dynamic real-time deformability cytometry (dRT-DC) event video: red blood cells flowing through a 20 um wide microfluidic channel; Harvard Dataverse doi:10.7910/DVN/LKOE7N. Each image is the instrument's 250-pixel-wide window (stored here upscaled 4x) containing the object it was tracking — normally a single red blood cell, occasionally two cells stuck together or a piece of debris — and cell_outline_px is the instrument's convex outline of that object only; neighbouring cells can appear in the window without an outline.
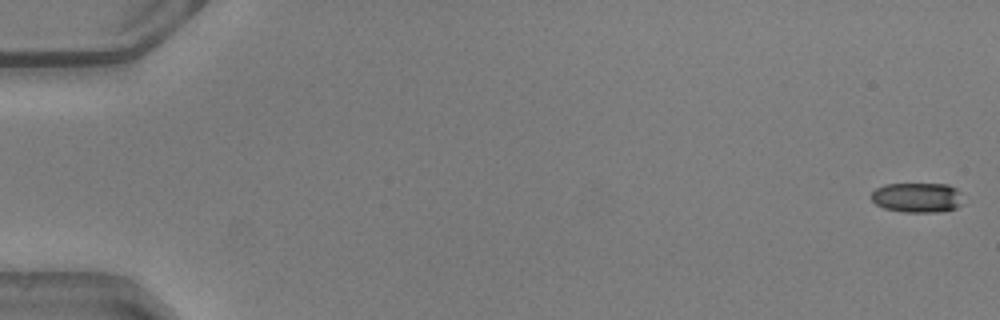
{"species": "common noctule bat (a hibernating species)", "species_latin": "Nyctalus noctula", "temperature_condition": "warm", "stored_images_in_passage": 51, "camera_frame_rate_fps": 3000, "um_per_image_px": 0.085, "animal": {"sex": "male", "body_mass_g": 20.5, "forearm_length_mm": 52.5}, "frame": {"image": 1, "passage_image": 1, "time_ms": 0.0, "image_size_px": [1000, 320], "cell_outline_px": [[960, 204], [956, 208], [940, 212], [904, 212], [884, 208], [876, 204], [872, 200], [872, 192], [876, 188], [884, 184], [948, 184], [956, 188], [960, 192]], "centroid_in_image_um": [77.95, 16.79], "position_along_channel_um": 7.1, "area_um2": 15.9}}
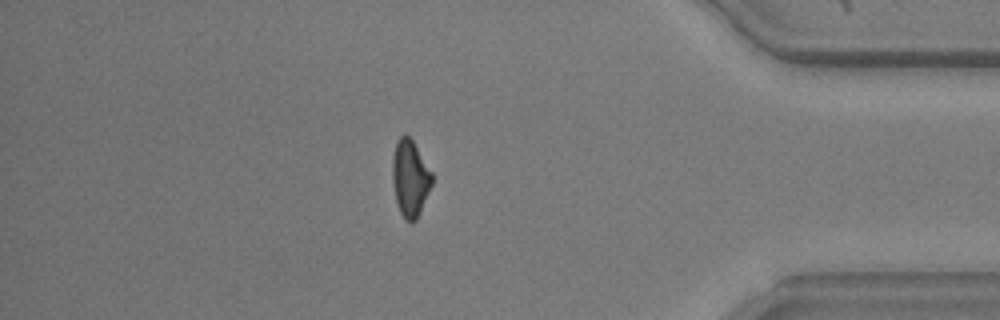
{"frame": {"image": 2, "passage_image": 44, "time_ms": 14.333, "image_size_px": [1000, 320], "cell_outline_px": [[432, 184], [416, 220], [404, 220], [400, 212], [396, 200], [392, 180], [392, 156], [396, 140], [404, 132], [412, 140], [432, 172]], "centroid_in_image_um": [34.84, 15.1], "position_along_channel_um": 400.4, "area_um2": 17.57}}
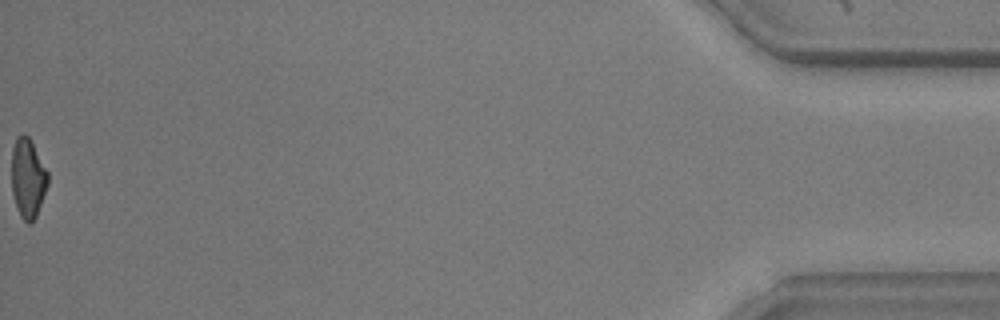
{"frame": {"image": 3, "passage_image": 51, "time_ms": 16.667, "image_size_px": [1000, 320], "cell_outline_px": [[48, 184], [36, 216], [32, 224], [28, 224], [20, 216], [16, 208], [12, 192], [12, 148], [16, 136], [24, 132], [28, 136], [48, 172]], "centroid_in_image_um": [2.35, 15.15], "position_along_channel_um": 432.8, "area_um2": 16.82}, "authors_computed_cell_mechanics": {"area_um2": 17.9758, "velocity_mm_per_s": 4.1347, "shape_relaxation_time_tau1_ms": 4.4044, "shape_relaxation_time_tau2_ms": 2.7945, "deformation_change_tau1": 0.1629, "deformation_change_tau2": 0.1038}}